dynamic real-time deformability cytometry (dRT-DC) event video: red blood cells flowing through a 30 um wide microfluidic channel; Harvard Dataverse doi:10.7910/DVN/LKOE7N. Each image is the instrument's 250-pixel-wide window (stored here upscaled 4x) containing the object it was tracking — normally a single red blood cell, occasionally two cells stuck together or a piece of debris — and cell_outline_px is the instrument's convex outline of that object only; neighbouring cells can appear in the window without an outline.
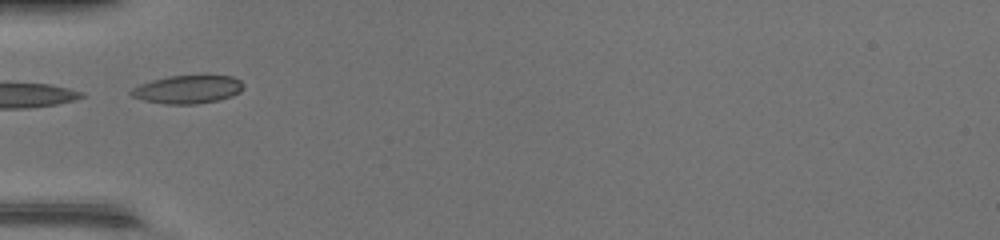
{"species": "common noctule bat (a hibernating species)", "species_latin": "Nyctalus noctula", "temperature_condition": "warm", "stored_images_in_passage": 3, "camera_frame_rate_fps": 3000, "um_per_image_px": 0.085, "animal": {"sex": "female", "body_mass_g": 17.0, "forearm_length_mm": 48.0}, "frame": {"image": 1, "passage_image": 1, "time_ms": 0.0, "image_size_px": [1000, 240], "cell_outline_px": [[244, 88], [240, 92], [232, 96], [220, 100], [196, 104], [164, 104], [144, 100], [132, 96], [128, 92], [132, 88], [140, 84], [152, 80], [168, 76], [204, 72], [232, 76], [240, 80], [244, 84]], "centroid_in_image_um": [16.02, 7.54], "position_along_channel_um": 69.0, "area_um2": 19.42}}